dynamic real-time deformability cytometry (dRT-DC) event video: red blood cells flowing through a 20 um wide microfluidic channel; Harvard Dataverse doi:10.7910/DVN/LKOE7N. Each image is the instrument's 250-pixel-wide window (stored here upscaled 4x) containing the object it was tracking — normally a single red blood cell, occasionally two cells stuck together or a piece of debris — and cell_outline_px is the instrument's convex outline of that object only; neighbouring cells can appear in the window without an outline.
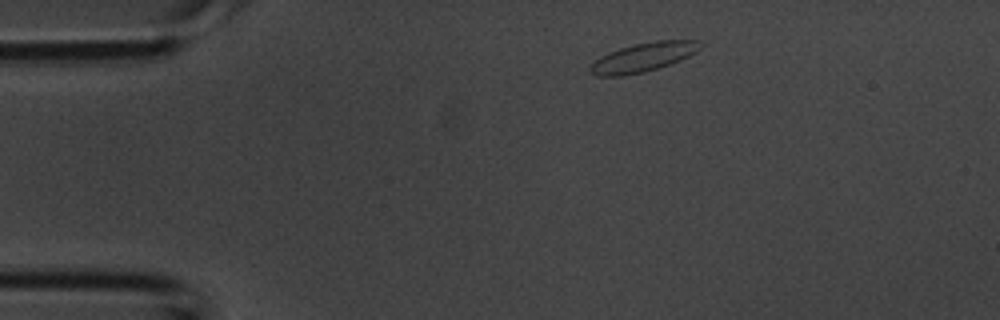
{"species": "common noctule bat (a hibernating species)", "species_latin": "Nyctalus noctula", "temperature_condition": "room temperature", "stored_images_in_passage": 3, "camera_frame_rate_fps": 3000, "um_per_image_px": 0.085, "animal": {"sex": "male", "body_mass_g": 20.1, "forearm_length_mm": 53.5}, "frame": {"image": 1, "passage_image": 1, "time_ms": 0.0, "image_size_px": [1000, 320], "cell_outline_px": [[704, 44], [696, 52], [680, 60], [644, 72], [624, 76], [596, 76], [588, 68], [600, 56], [608, 52], [620, 48], [636, 44], [656, 40], [700, 40]], "centroid_in_image_um": [54.69, 4.86], "position_along_channel_um": 30.3, "area_um2": 18.5}}